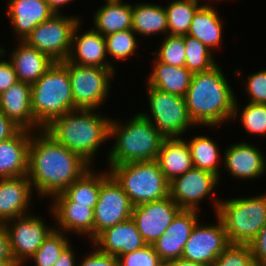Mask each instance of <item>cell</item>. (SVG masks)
<instances>
[{
    "label": "cell",
    "instance_id": "obj_52",
    "mask_svg": "<svg viewBox=\"0 0 266 266\" xmlns=\"http://www.w3.org/2000/svg\"><path fill=\"white\" fill-rule=\"evenodd\" d=\"M6 54V49L4 47H0V57Z\"/></svg>",
    "mask_w": 266,
    "mask_h": 266
},
{
    "label": "cell",
    "instance_id": "obj_18",
    "mask_svg": "<svg viewBox=\"0 0 266 266\" xmlns=\"http://www.w3.org/2000/svg\"><path fill=\"white\" fill-rule=\"evenodd\" d=\"M81 23L80 21L74 28L67 61L84 66L116 68L110 64V59L107 58L104 36L93 28L79 34Z\"/></svg>",
    "mask_w": 266,
    "mask_h": 266
},
{
    "label": "cell",
    "instance_id": "obj_6",
    "mask_svg": "<svg viewBox=\"0 0 266 266\" xmlns=\"http://www.w3.org/2000/svg\"><path fill=\"white\" fill-rule=\"evenodd\" d=\"M220 199L215 216L222 221L230 244H249L266 224V193Z\"/></svg>",
    "mask_w": 266,
    "mask_h": 266
},
{
    "label": "cell",
    "instance_id": "obj_47",
    "mask_svg": "<svg viewBox=\"0 0 266 266\" xmlns=\"http://www.w3.org/2000/svg\"><path fill=\"white\" fill-rule=\"evenodd\" d=\"M72 244L70 243L60 254V256L58 257V260L56 261V263L53 266H77L76 261H78V259H75L76 253H74V250L72 248Z\"/></svg>",
    "mask_w": 266,
    "mask_h": 266
},
{
    "label": "cell",
    "instance_id": "obj_10",
    "mask_svg": "<svg viewBox=\"0 0 266 266\" xmlns=\"http://www.w3.org/2000/svg\"><path fill=\"white\" fill-rule=\"evenodd\" d=\"M76 16L53 14L37 25L24 41L55 62L65 61L70 54L74 28L82 21Z\"/></svg>",
    "mask_w": 266,
    "mask_h": 266
},
{
    "label": "cell",
    "instance_id": "obj_29",
    "mask_svg": "<svg viewBox=\"0 0 266 266\" xmlns=\"http://www.w3.org/2000/svg\"><path fill=\"white\" fill-rule=\"evenodd\" d=\"M153 69L146 80L149 86L170 94L184 97L190 86L193 73L186 67H176L160 62L154 57Z\"/></svg>",
    "mask_w": 266,
    "mask_h": 266
},
{
    "label": "cell",
    "instance_id": "obj_54",
    "mask_svg": "<svg viewBox=\"0 0 266 266\" xmlns=\"http://www.w3.org/2000/svg\"><path fill=\"white\" fill-rule=\"evenodd\" d=\"M105 1H123V0H105Z\"/></svg>",
    "mask_w": 266,
    "mask_h": 266
},
{
    "label": "cell",
    "instance_id": "obj_14",
    "mask_svg": "<svg viewBox=\"0 0 266 266\" xmlns=\"http://www.w3.org/2000/svg\"><path fill=\"white\" fill-rule=\"evenodd\" d=\"M134 205L110 175L102 184L94 207V239L105 229L131 218Z\"/></svg>",
    "mask_w": 266,
    "mask_h": 266
},
{
    "label": "cell",
    "instance_id": "obj_7",
    "mask_svg": "<svg viewBox=\"0 0 266 266\" xmlns=\"http://www.w3.org/2000/svg\"><path fill=\"white\" fill-rule=\"evenodd\" d=\"M107 170L134 206L169 196V181L156 160L109 166Z\"/></svg>",
    "mask_w": 266,
    "mask_h": 266
},
{
    "label": "cell",
    "instance_id": "obj_9",
    "mask_svg": "<svg viewBox=\"0 0 266 266\" xmlns=\"http://www.w3.org/2000/svg\"><path fill=\"white\" fill-rule=\"evenodd\" d=\"M67 69L71 81L74 106L77 109H100L109 97L115 68H100L61 62Z\"/></svg>",
    "mask_w": 266,
    "mask_h": 266
},
{
    "label": "cell",
    "instance_id": "obj_36",
    "mask_svg": "<svg viewBox=\"0 0 266 266\" xmlns=\"http://www.w3.org/2000/svg\"><path fill=\"white\" fill-rule=\"evenodd\" d=\"M68 239L67 234L54 229L29 260L34 262V266H53L62 251L71 243Z\"/></svg>",
    "mask_w": 266,
    "mask_h": 266
},
{
    "label": "cell",
    "instance_id": "obj_45",
    "mask_svg": "<svg viewBox=\"0 0 266 266\" xmlns=\"http://www.w3.org/2000/svg\"><path fill=\"white\" fill-rule=\"evenodd\" d=\"M0 261H15L11 252L9 235L3 224H0Z\"/></svg>",
    "mask_w": 266,
    "mask_h": 266
},
{
    "label": "cell",
    "instance_id": "obj_23",
    "mask_svg": "<svg viewBox=\"0 0 266 266\" xmlns=\"http://www.w3.org/2000/svg\"><path fill=\"white\" fill-rule=\"evenodd\" d=\"M91 243L100 251L117 258L147 245L132 218L105 229Z\"/></svg>",
    "mask_w": 266,
    "mask_h": 266
},
{
    "label": "cell",
    "instance_id": "obj_50",
    "mask_svg": "<svg viewBox=\"0 0 266 266\" xmlns=\"http://www.w3.org/2000/svg\"><path fill=\"white\" fill-rule=\"evenodd\" d=\"M0 266H19L15 261H0Z\"/></svg>",
    "mask_w": 266,
    "mask_h": 266
},
{
    "label": "cell",
    "instance_id": "obj_24",
    "mask_svg": "<svg viewBox=\"0 0 266 266\" xmlns=\"http://www.w3.org/2000/svg\"><path fill=\"white\" fill-rule=\"evenodd\" d=\"M32 131L20 129L13 137L0 142V178L27 175Z\"/></svg>",
    "mask_w": 266,
    "mask_h": 266
},
{
    "label": "cell",
    "instance_id": "obj_35",
    "mask_svg": "<svg viewBox=\"0 0 266 266\" xmlns=\"http://www.w3.org/2000/svg\"><path fill=\"white\" fill-rule=\"evenodd\" d=\"M136 36L137 34L132 29L104 36L107 56H111L112 60H110V64H113V67H115L114 60L122 62L138 52L137 47H139L140 41L138 42Z\"/></svg>",
    "mask_w": 266,
    "mask_h": 266
},
{
    "label": "cell",
    "instance_id": "obj_13",
    "mask_svg": "<svg viewBox=\"0 0 266 266\" xmlns=\"http://www.w3.org/2000/svg\"><path fill=\"white\" fill-rule=\"evenodd\" d=\"M193 227L184 246L182 257L185 260L213 266L215 260L230 244L222 221L216 216V224H200Z\"/></svg>",
    "mask_w": 266,
    "mask_h": 266
},
{
    "label": "cell",
    "instance_id": "obj_51",
    "mask_svg": "<svg viewBox=\"0 0 266 266\" xmlns=\"http://www.w3.org/2000/svg\"><path fill=\"white\" fill-rule=\"evenodd\" d=\"M157 266H172L170 261H161Z\"/></svg>",
    "mask_w": 266,
    "mask_h": 266
},
{
    "label": "cell",
    "instance_id": "obj_19",
    "mask_svg": "<svg viewBox=\"0 0 266 266\" xmlns=\"http://www.w3.org/2000/svg\"><path fill=\"white\" fill-rule=\"evenodd\" d=\"M33 192L27 175L0 178V224L31 213Z\"/></svg>",
    "mask_w": 266,
    "mask_h": 266
},
{
    "label": "cell",
    "instance_id": "obj_41",
    "mask_svg": "<svg viewBox=\"0 0 266 266\" xmlns=\"http://www.w3.org/2000/svg\"><path fill=\"white\" fill-rule=\"evenodd\" d=\"M244 90L250 103L266 104V68L245 77Z\"/></svg>",
    "mask_w": 266,
    "mask_h": 266
},
{
    "label": "cell",
    "instance_id": "obj_32",
    "mask_svg": "<svg viewBox=\"0 0 266 266\" xmlns=\"http://www.w3.org/2000/svg\"><path fill=\"white\" fill-rule=\"evenodd\" d=\"M193 167L221 176L220 148L213 139L204 135H196L187 141Z\"/></svg>",
    "mask_w": 266,
    "mask_h": 266
},
{
    "label": "cell",
    "instance_id": "obj_28",
    "mask_svg": "<svg viewBox=\"0 0 266 266\" xmlns=\"http://www.w3.org/2000/svg\"><path fill=\"white\" fill-rule=\"evenodd\" d=\"M156 161L169 182L193 168L188 143L183 137L165 138Z\"/></svg>",
    "mask_w": 266,
    "mask_h": 266
},
{
    "label": "cell",
    "instance_id": "obj_20",
    "mask_svg": "<svg viewBox=\"0 0 266 266\" xmlns=\"http://www.w3.org/2000/svg\"><path fill=\"white\" fill-rule=\"evenodd\" d=\"M0 112L17 127L32 132L43 130L35 121L31 106V84L16 82L0 94Z\"/></svg>",
    "mask_w": 266,
    "mask_h": 266
},
{
    "label": "cell",
    "instance_id": "obj_3",
    "mask_svg": "<svg viewBox=\"0 0 266 266\" xmlns=\"http://www.w3.org/2000/svg\"><path fill=\"white\" fill-rule=\"evenodd\" d=\"M98 112L99 109L72 110L54 119L43 130L93 166L96 153L109 140L111 122L109 116Z\"/></svg>",
    "mask_w": 266,
    "mask_h": 266
},
{
    "label": "cell",
    "instance_id": "obj_44",
    "mask_svg": "<svg viewBox=\"0 0 266 266\" xmlns=\"http://www.w3.org/2000/svg\"><path fill=\"white\" fill-rule=\"evenodd\" d=\"M7 56H1L0 60V94L5 92L8 88L18 82L17 74L11 61L4 59Z\"/></svg>",
    "mask_w": 266,
    "mask_h": 266
},
{
    "label": "cell",
    "instance_id": "obj_16",
    "mask_svg": "<svg viewBox=\"0 0 266 266\" xmlns=\"http://www.w3.org/2000/svg\"><path fill=\"white\" fill-rule=\"evenodd\" d=\"M258 147L243 140L228 145L224 150L221 166L240 181L260 178L266 172V157Z\"/></svg>",
    "mask_w": 266,
    "mask_h": 266
},
{
    "label": "cell",
    "instance_id": "obj_53",
    "mask_svg": "<svg viewBox=\"0 0 266 266\" xmlns=\"http://www.w3.org/2000/svg\"><path fill=\"white\" fill-rule=\"evenodd\" d=\"M197 1H199V0H197ZM200 1H202V0H200ZM203 1H205V0H203ZM206 1H207V4H208V1L211 2V3H213L212 1H214V2H215V1H217V2H221L222 0H206ZM223 1H224V0H223Z\"/></svg>",
    "mask_w": 266,
    "mask_h": 266
},
{
    "label": "cell",
    "instance_id": "obj_30",
    "mask_svg": "<svg viewBox=\"0 0 266 266\" xmlns=\"http://www.w3.org/2000/svg\"><path fill=\"white\" fill-rule=\"evenodd\" d=\"M94 30L102 36L132 29V4L126 1H106L95 11Z\"/></svg>",
    "mask_w": 266,
    "mask_h": 266
},
{
    "label": "cell",
    "instance_id": "obj_21",
    "mask_svg": "<svg viewBox=\"0 0 266 266\" xmlns=\"http://www.w3.org/2000/svg\"><path fill=\"white\" fill-rule=\"evenodd\" d=\"M6 13L16 40L24 41L31 31L55 14L46 0H6Z\"/></svg>",
    "mask_w": 266,
    "mask_h": 266
},
{
    "label": "cell",
    "instance_id": "obj_43",
    "mask_svg": "<svg viewBox=\"0 0 266 266\" xmlns=\"http://www.w3.org/2000/svg\"><path fill=\"white\" fill-rule=\"evenodd\" d=\"M256 266H266V224L249 243Z\"/></svg>",
    "mask_w": 266,
    "mask_h": 266
},
{
    "label": "cell",
    "instance_id": "obj_42",
    "mask_svg": "<svg viewBox=\"0 0 266 266\" xmlns=\"http://www.w3.org/2000/svg\"><path fill=\"white\" fill-rule=\"evenodd\" d=\"M92 246L89 254L82 257L80 264L77 266H118L117 257L110 256L102 251H100L94 244H89Z\"/></svg>",
    "mask_w": 266,
    "mask_h": 266
},
{
    "label": "cell",
    "instance_id": "obj_22",
    "mask_svg": "<svg viewBox=\"0 0 266 266\" xmlns=\"http://www.w3.org/2000/svg\"><path fill=\"white\" fill-rule=\"evenodd\" d=\"M49 209L56 230L94 240V209L76 202H52Z\"/></svg>",
    "mask_w": 266,
    "mask_h": 266
},
{
    "label": "cell",
    "instance_id": "obj_17",
    "mask_svg": "<svg viewBox=\"0 0 266 266\" xmlns=\"http://www.w3.org/2000/svg\"><path fill=\"white\" fill-rule=\"evenodd\" d=\"M197 210L181 209L163 235L153 244L161 261H173L182 257L184 246L193 227L199 221Z\"/></svg>",
    "mask_w": 266,
    "mask_h": 266
},
{
    "label": "cell",
    "instance_id": "obj_33",
    "mask_svg": "<svg viewBox=\"0 0 266 266\" xmlns=\"http://www.w3.org/2000/svg\"><path fill=\"white\" fill-rule=\"evenodd\" d=\"M197 0H170L165 7L168 34L185 36L197 9L202 5Z\"/></svg>",
    "mask_w": 266,
    "mask_h": 266
},
{
    "label": "cell",
    "instance_id": "obj_34",
    "mask_svg": "<svg viewBox=\"0 0 266 266\" xmlns=\"http://www.w3.org/2000/svg\"><path fill=\"white\" fill-rule=\"evenodd\" d=\"M238 105L237 97L234 103V112L232 120L239 118L245 131L250 135L260 137L266 136V104L247 102L241 108ZM241 109V111H240ZM240 116V117H238Z\"/></svg>",
    "mask_w": 266,
    "mask_h": 266
},
{
    "label": "cell",
    "instance_id": "obj_48",
    "mask_svg": "<svg viewBox=\"0 0 266 266\" xmlns=\"http://www.w3.org/2000/svg\"><path fill=\"white\" fill-rule=\"evenodd\" d=\"M46 2L55 14H61V8L67 6L73 0H46Z\"/></svg>",
    "mask_w": 266,
    "mask_h": 266
},
{
    "label": "cell",
    "instance_id": "obj_40",
    "mask_svg": "<svg viewBox=\"0 0 266 266\" xmlns=\"http://www.w3.org/2000/svg\"><path fill=\"white\" fill-rule=\"evenodd\" d=\"M117 259L118 266H157L161 262L153 245H146L134 252L120 255Z\"/></svg>",
    "mask_w": 266,
    "mask_h": 266
},
{
    "label": "cell",
    "instance_id": "obj_12",
    "mask_svg": "<svg viewBox=\"0 0 266 266\" xmlns=\"http://www.w3.org/2000/svg\"><path fill=\"white\" fill-rule=\"evenodd\" d=\"M8 232L11 252L19 266L26 264L44 240L55 229L43 217L31 214L16 217L3 224Z\"/></svg>",
    "mask_w": 266,
    "mask_h": 266
},
{
    "label": "cell",
    "instance_id": "obj_4",
    "mask_svg": "<svg viewBox=\"0 0 266 266\" xmlns=\"http://www.w3.org/2000/svg\"><path fill=\"white\" fill-rule=\"evenodd\" d=\"M128 120L111 119L109 139L115 141L106 154L108 166L153 161L159 154L165 137L139 112Z\"/></svg>",
    "mask_w": 266,
    "mask_h": 266
},
{
    "label": "cell",
    "instance_id": "obj_39",
    "mask_svg": "<svg viewBox=\"0 0 266 266\" xmlns=\"http://www.w3.org/2000/svg\"><path fill=\"white\" fill-rule=\"evenodd\" d=\"M213 266H256L249 244H229Z\"/></svg>",
    "mask_w": 266,
    "mask_h": 266
},
{
    "label": "cell",
    "instance_id": "obj_8",
    "mask_svg": "<svg viewBox=\"0 0 266 266\" xmlns=\"http://www.w3.org/2000/svg\"><path fill=\"white\" fill-rule=\"evenodd\" d=\"M150 113L139 112L165 138H181L187 129L197 126L190 118L185 98L146 84Z\"/></svg>",
    "mask_w": 266,
    "mask_h": 266
},
{
    "label": "cell",
    "instance_id": "obj_46",
    "mask_svg": "<svg viewBox=\"0 0 266 266\" xmlns=\"http://www.w3.org/2000/svg\"><path fill=\"white\" fill-rule=\"evenodd\" d=\"M19 130V127L0 112V142L13 137Z\"/></svg>",
    "mask_w": 266,
    "mask_h": 266
},
{
    "label": "cell",
    "instance_id": "obj_37",
    "mask_svg": "<svg viewBox=\"0 0 266 266\" xmlns=\"http://www.w3.org/2000/svg\"><path fill=\"white\" fill-rule=\"evenodd\" d=\"M186 54L185 67L192 73L211 69L217 64L215 55L202 42L189 35L183 36Z\"/></svg>",
    "mask_w": 266,
    "mask_h": 266
},
{
    "label": "cell",
    "instance_id": "obj_1",
    "mask_svg": "<svg viewBox=\"0 0 266 266\" xmlns=\"http://www.w3.org/2000/svg\"><path fill=\"white\" fill-rule=\"evenodd\" d=\"M91 167L79 154L56 142L44 130L32 132L27 177L36 196L51 199Z\"/></svg>",
    "mask_w": 266,
    "mask_h": 266
},
{
    "label": "cell",
    "instance_id": "obj_38",
    "mask_svg": "<svg viewBox=\"0 0 266 266\" xmlns=\"http://www.w3.org/2000/svg\"><path fill=\"white\" fill-rule=\"evenodd\" d=\"M153 53L160 62L171 66L185 67L186 54L183 36L166 35L158 50Z\"/></svg>",
    "mask_w": 266,
    "mask_h": 266
},
{
    "label": "cell",
    "instance_id": "obj_11",
    "mask_svg": "<svg viewBox=\"0 0 266 266\" xmlns=\"http://www.w3.org/2000/svg\"><path fill=\"white\" fill-rule=\"evenodd\" d=\"M220 179L211 172L193 167L169 182V196L181 209L199 212H201L199 207L201 204L199 203L210 197V199L212 198L211 201L213 200L212 206L216 214L220 199L215 198L214 191L220 184Z\"/></svg>",
    "mask_w": 266,
    "mask_h": 266
},
{
    "label": "cell",
    "instance_id": "obj_49",
    "mask_svg": "<svg viewBox=\"0 0 266 266\" xmlns=\"http://www.w3.org/2000/svg\"><path fill=\"white\" fill-rule=\"evenodd\" d=\"M171 265L172 266H207L205 264L188 261V260H185L183 258H179L177 260L171 261Z\"/></svg>",
    "mask_w": 266,
    "mask_h": 266
},
{
    "label": "cell",
    "instance_id": "obj_5",
    "mask_svg": "<svg viewBox=\"0 0 266 266\" xmlns=\"http://www.w3.org/2000/svg\"><path fill=\"white\" fill-rule=\"evenodd\" d=\"M31 106L36 123L44 129L54 119L76 110L68 69L61 62L31 85Z\"/></svg>",
    "mask_w": 266,
    "mask_h": 266
},
{
    "label": "cell",
    "instance_id": "obj_27",
    "mask_svg": "<svg viewBox=\"0 0 266 266\" xmlns=\"http://www.w3.org/2000/svg\"><path fill=\"white\" fill-rule=\"evenodd\" d=\"M222 22L217 9L204 2L195 12L187 35L198 39L214 53L223 43Z\"/></svg>",
    "mask_w": 266,
    "mask_h": 266
},
{
    "label": "cell",
    "instance_id": "obj_15",
    "mask_svg": "<svg viewBox=\"0 0 266 266\" xmlns=\"http://www.w3.org/2000/svg\"><path fill=\"white\" fill-rule=\"evenodd\" d=\"M180 210L181 208L168 196L134 206L131 218L147 245H153Z\"/></svg>",
    "mask_w": 266,
    "mask_h": 266
},
{
    "label": "cell",
    "instance_id": "obj_31",
    "mask_svg": "<svg viewBox=\"0 0 266 266\" xmlns=\"http://www.w3.org/2000/svg\"><path fill=\"white\" fill-rule=\"evenodd\" d=\"M132 30L139 36L168 35L165 7L161 4L138 2L132 5Z\"/></svg>",
    "mask_w": 266,
    "mask_h": 266
},
{
    "label": "cell",
    "instance_id": "obj_2",
    "mask_svg": "<svg viewBox=\"0 0 266 266\" xmlns=\"http://www.w3.org/2000/svg\"><path fill=\"white\" fill-rule=\"evenodd\" d=\"M220 63L209 70L193 73L184 96L188 114L194 124L214 128L231 122L236 95Z\"/></svg>",
    "mask_w": 266,
    "mask_h": 266
},
{
    "label": "cell",
    "instance_id": "obj_25",
    "mask_svg": "<svg viewBox=\"0 0 266 266\" xmlns=\"http://www.w3.org/2000/svg\"><path fill=\"white\" fill-rule=\"evenodd\" d=\"M18 44L10 52L9 60L17 74L18 81L35 83L55 62L47 54L29 46L25 41Z\"/></svg>",
    "mask_w": 266,
    "mask_h": 266
},
{
    "label": "cell",
    "instance_id": "obj_26",
    "mask_svg": "<svg viewBox=\"0 0 266 266\" xmlns=\"http://www.w3.org/2000/svg\"><path fill=\"white\" fill-rule=\"evenodd\" d=\"M97 172L91 167L62 193L56 194L51 202H76L94 209L99 199L101 184L110 176L109 171ZM54 198V199H53ZM53 200V201H52Z\"/></svg>",
    "mask_w": 266,
    "mask_h": 266
}]
</instances>
